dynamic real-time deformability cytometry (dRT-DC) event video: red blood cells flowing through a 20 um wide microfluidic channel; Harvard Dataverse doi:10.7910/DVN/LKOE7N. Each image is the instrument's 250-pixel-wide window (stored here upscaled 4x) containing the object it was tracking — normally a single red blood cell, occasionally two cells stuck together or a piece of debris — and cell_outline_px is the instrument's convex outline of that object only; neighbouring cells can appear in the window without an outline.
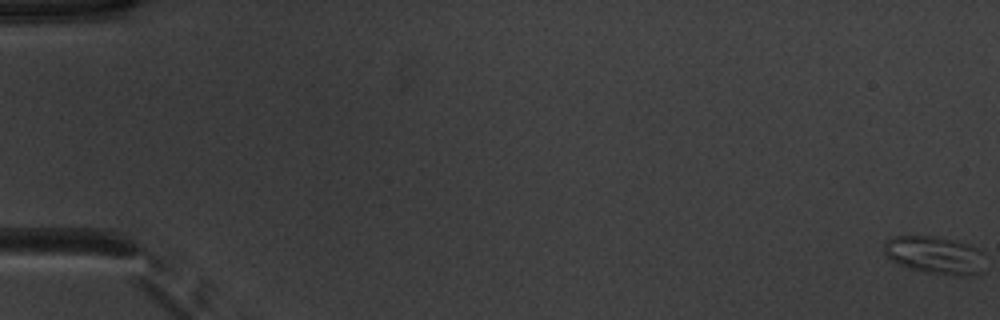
{"species": "common noctule bat (a hibernating species)", "species_latin": "Nyctalus noctula", "temperature_condition": "warm", "stored_images_in_passage": 47, "camera_frame_rate_fps": 3000, "um_per_image_px": 0.085, "animal": {"sex": "male", "body_mass_g": 20.1, "forearm_length_mm": 53.5}, "frame": {"image": 1, "passage_image": 1, "time_ms": 0.0, "image_size_px": [1000, 320], "cell_outline_px": [[984, 272], [972, 276], [964, 276], [924, 272], [900, 264], [892, 260], [884, 252], [884, 240], [892, 236], [936, 236], [968, 244], [984, 252]], "centroid_in_image_um": [79.51, 21.68], "position_along_channel_um": 5.5, "area_um2": 22.37}}
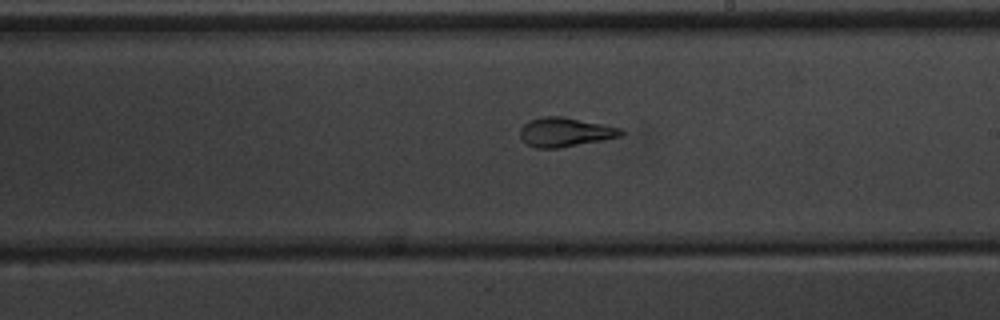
{"frame": {"image": 2, "passage_image": 26, "time_ms": 8.333, "image_size_px": [1000, 320], "cell_outline_px": [[624, 136], [604, 140], [560, 148], [536, 148], [528, 144], [520, 136], [520, 128], [528, 120], [544, 116], [564, 116], [604, 124], [620, 128], [624, 132]], "centroid_in_image_um": [48.06, 11.22], "position_along_channel_um": 240.9, "area_um2": 17.34}}
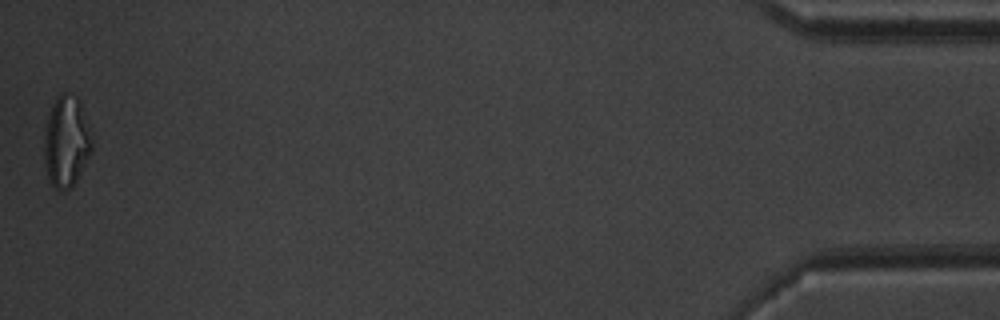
{"frame": {"image": 3, "passage_image": 47, "time_ms": 15.333, "image_size_px": [1000, 320], "cell_outline_px": [[92, 148], [76, 180], [64, 192], [60, 192], [52, 184], [48, 176], [44, 164], [44, 140], [48, 120], [52, 104], [56, 96], [60, 92], [64, 92], [76, 96], [80, 100], [92, 140]], "centroid_in_image_um": [5.62, 12.01], "position_along_channel_um": 429.6, "area_um2": 24.97}, "authors_computed_cell_mechanics": {"area_um2": 17.629, "velocity_mm_per_s": 3.9382, "shape_relaxation_time_tau1_ms": 5.0395, "shape_relaxation_time_tau2_ms": 1.2887, "deformation_change_tau1": 0.176, "deformation_change_tau2": 0.0803}}